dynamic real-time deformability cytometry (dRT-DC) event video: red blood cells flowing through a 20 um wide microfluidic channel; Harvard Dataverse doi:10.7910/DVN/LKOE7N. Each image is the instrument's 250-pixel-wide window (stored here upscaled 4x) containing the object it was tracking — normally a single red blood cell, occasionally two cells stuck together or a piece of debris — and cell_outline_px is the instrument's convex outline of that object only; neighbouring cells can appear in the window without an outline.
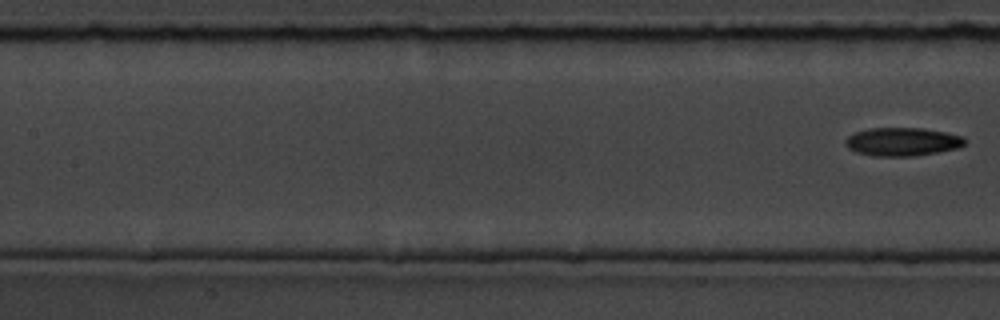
{"species": "common noctule bat (a hibernating species)", "species_latin": "Nyctalus noctula", "temperature_condition": "room temperature", "stored_images_in_passage": 7, "segment_of_instrument_passage": [2, 2], "camera_frame_rate_fps": 3000, "um_per_image_px": 0.085, "animal": {"sex": "male", "body_mass_g": 19.5, "forearm_length_mm": 54.6}, "frame": {"image": 1, "passage_image": 7, "time_ms": 8.667, "image_size_px": [1000, 320], "cell_outline_px": [[964, 144], [956, 148], [936, 152], [912, 156], [876, 156], [856, 152], [848, 148], [844, 144], [844, 140], [848, 136], [856, 132], [868, 128], [924, 128], [944, 132], [960, 136], [964, 140]], "centroid_in_image_um": [76.63, 12.04], "position_along_channel_um": 130.8, "area_um2": 19.48}}